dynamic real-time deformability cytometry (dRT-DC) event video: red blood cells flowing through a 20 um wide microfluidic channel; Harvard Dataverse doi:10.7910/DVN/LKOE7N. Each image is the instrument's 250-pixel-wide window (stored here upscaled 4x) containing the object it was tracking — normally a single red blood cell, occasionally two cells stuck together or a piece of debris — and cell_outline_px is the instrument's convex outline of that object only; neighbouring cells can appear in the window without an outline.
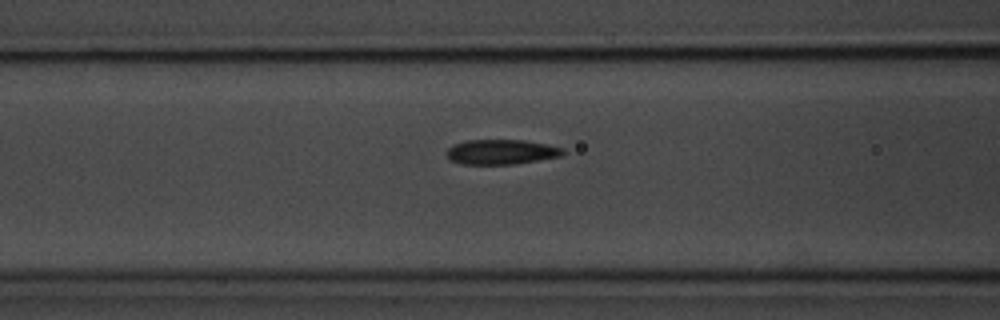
{"species": "common noctule bat (a hibernating species)", "species_latin": "Nyctalus noctula", "temperature_condition": "room temperature", "stored_images_in_passage": 15, "camera_frame_rate_fps": 3000, "um_per_image_px": 0.085, "animal": {"sex": "male", "body_mass_g": 20.1, "forearm_length_mm": 53.5}, "frame": {"image": 1, "passage_image": 13, "time_ms": 4.0, "image_size_px": [1000, 320], "cell_outline_px": [[564, 152], [560, 156], [516, 164], [460, 164], [448, 160], [448, 148], [452, 144], [468, 140], [524, 140], [564, 148]], "centroid_in_image_um": [42.57, 12.92], "position_along_channel_um": 124.0, "area_um2": 16.82}}